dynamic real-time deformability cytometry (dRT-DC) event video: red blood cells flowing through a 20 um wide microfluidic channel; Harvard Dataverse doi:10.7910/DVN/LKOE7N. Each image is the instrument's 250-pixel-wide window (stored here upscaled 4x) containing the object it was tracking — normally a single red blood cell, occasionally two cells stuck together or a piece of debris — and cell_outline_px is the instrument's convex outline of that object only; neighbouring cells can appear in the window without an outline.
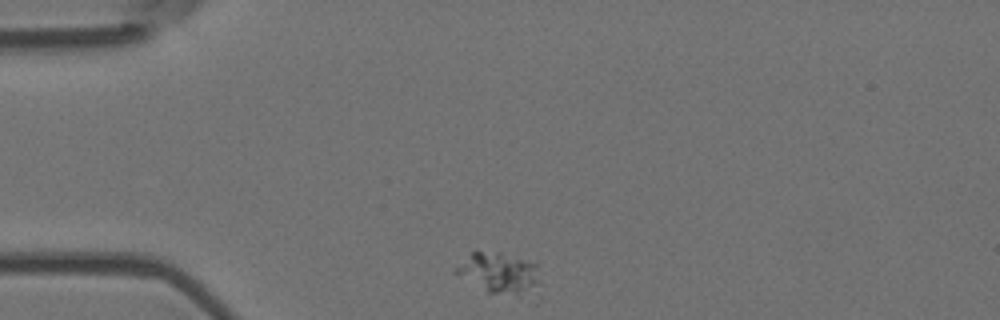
{"species": "Egyptian fruit bat (a non-hibernating species)", "species_latin": "Rousettus aegyptiacus", "temperature_condition": "room temperature", "stored_images_in_passage": 2, "camera_frame_rate_fps": 3000, "um_per_image_px": 0.085, "animal": {"sex": "female"}, "frame": {"image": 1, "passage_image": 1, "time_ms": 0.0, "image_size_px": [1000, 320], "cell_outline_px": [[540, 300], [536, 304], [488, 292], [452, 272], [472, 252], [500, 252], [536, 264], [540, 284]], "centroid_in_image_um": [42.67, 23.4], "position_along_channel_um": 42.3, "area_um2": 21.56}}